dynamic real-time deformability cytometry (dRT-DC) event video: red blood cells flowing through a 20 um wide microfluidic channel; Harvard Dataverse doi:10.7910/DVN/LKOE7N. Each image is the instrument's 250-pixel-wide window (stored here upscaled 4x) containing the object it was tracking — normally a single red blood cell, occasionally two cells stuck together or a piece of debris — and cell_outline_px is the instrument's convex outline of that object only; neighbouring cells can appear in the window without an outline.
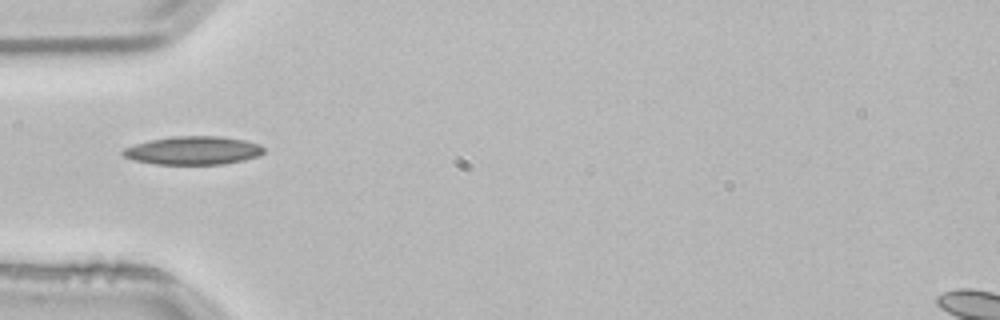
{"species": "common noctule bat (a hibernating species)", "species_latin": "Nyctalus noctula", "temperature_condition": "room temperature", "stored_images_in_passage": 1, "camera_frame_rate_fps": 3000, "um_per_image_px": 0.085, "animal": {"sex": "male", "body_mass_g": 21.5, "forearm_length_mm": 52.0}, "frame": {"image": 1, "passage_image": 1, "time_ms": 0.0, "image_size_px": [1000, 320], "cell_outline_px": [[264, 152], [260, 156], [244, 160], [224, 164], [156, 164], [136, 160], [124, 156], [120, 152], [124, 148], [136, 144], [152, 140], [172, 136], [220, 136], [244, 140], [260, 144], [264, 148]], "centroid_in_image_um": [16.47, 12.79], "position_along_channel_um": 68.5, "area_um2": 23.18}}